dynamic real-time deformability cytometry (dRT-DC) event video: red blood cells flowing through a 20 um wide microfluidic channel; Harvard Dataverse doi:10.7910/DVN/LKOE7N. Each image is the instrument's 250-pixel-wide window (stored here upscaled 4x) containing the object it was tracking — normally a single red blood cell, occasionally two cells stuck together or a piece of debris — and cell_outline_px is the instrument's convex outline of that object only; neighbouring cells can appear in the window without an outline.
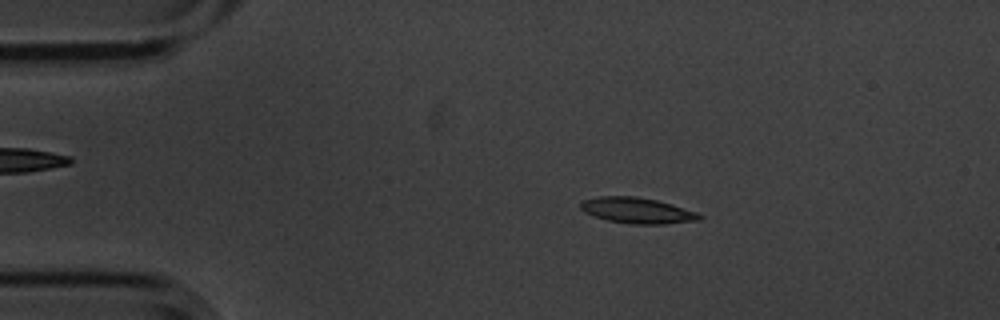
{"species": "common noctule bat (a hibernating species)", "species_latin": "Nyctalus noctula", "temperature_condition": "cold", "stored_images_in_passage": 9, "camera_frame_rate_fps": 3000, "um_per_image_px": 0.085, "animal": {"sex": "male", "body_mass_g": 20.1, "forearm_length_mm": 53.5}, "frame": {"image": 1, "passage_image": 2, "time_ms": 0.333, "image_size_px": [1000, 320], "cell_outline_px": [[704, 216], [700, 220], [664, 224], [632, 224], [608, 220], [584, 212], [580, 208], [580, 204], [584, 200], [600, 196], [636, 196], [656, 200], [672, 204], [696, 212]], "centroid_in_image_um": [54.18, 17.89], "position_along_channel_um": 30.8, "area_um2": 17.74}}
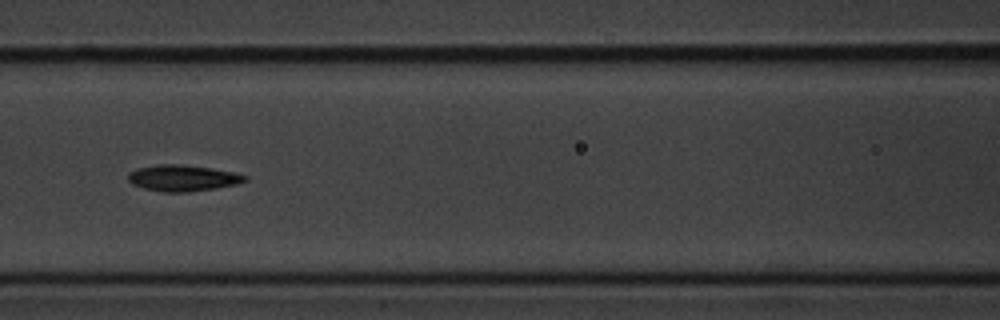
{"frame": {"image": 2, "passage_image": 6, "time_ms": 1.667, "image_size_px": [1000, 320], "cell_outline_px": [[248, 180], [236, 184], [216, 188], [188, 192], [160, 192], [144, 188], [132, 184], [128, 180], [128, 172], [136, 168], [160, 164], [180, 164], [212, 168], [232, 172], [248, 176]], "centroid_in_image_um": [15.51, 15.13], "position_along_channel_um": 151.1, "area_um2": 17.92}}
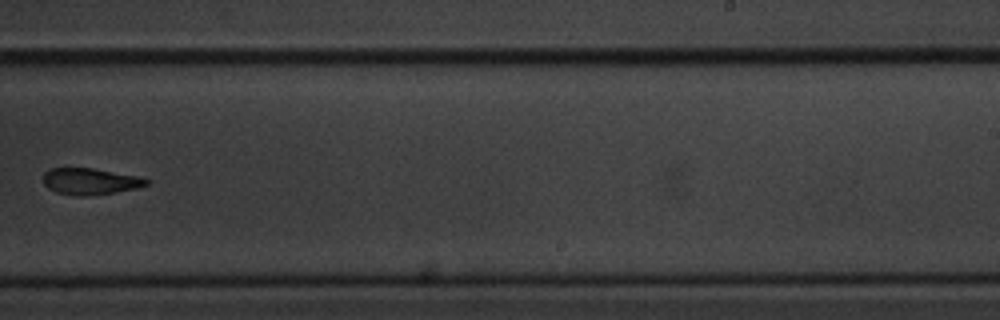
{"frame": {"image": 3, "passage_image": 9, "time_ms": 2.667, "image_size_px": [1000, 320], "cell_outline_px": [[148, 184], [136, 188], [112, 192], [84, 196], [76, 196], [56, 192], [48, 188], [44, 184], [44, 172], [48, 168], [92, 168], [136, 176], [148, 180]], "centroid_in_image_um": [7.6, 15.41], "position_along_channel_um": 281.4, "area_um2": 15.61}}